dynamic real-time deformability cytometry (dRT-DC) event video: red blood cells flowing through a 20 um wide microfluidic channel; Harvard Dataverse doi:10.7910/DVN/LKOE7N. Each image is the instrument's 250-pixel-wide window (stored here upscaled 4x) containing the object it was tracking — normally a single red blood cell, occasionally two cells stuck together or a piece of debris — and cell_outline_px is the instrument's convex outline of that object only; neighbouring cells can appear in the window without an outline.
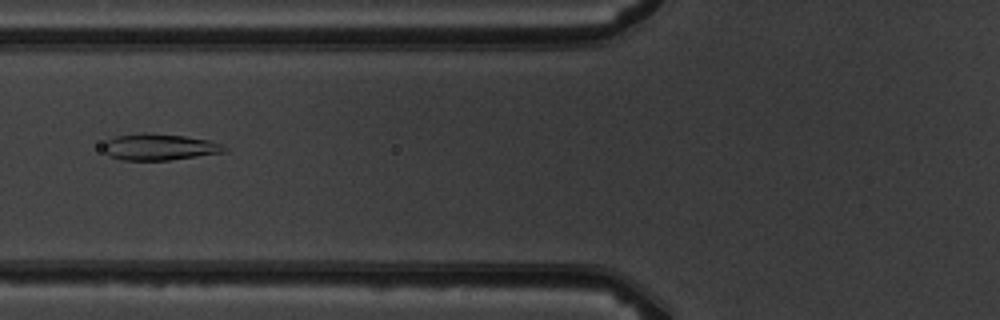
{"species": "common noctule bat (a hibernating species)", "species_latin": "Nyctalus noctula", "temperature_condition": "warm", "stored_images_in_passage": 3, "camera_frame_rate_fps": 3000, "um_per_image_px": 0.085, "animal": {"sex": "male", "body_mass_g": 19.5, "forearm_length_mm": 54.6}, "frame": {"image": 1, "passage_image": 2, "time_ms": 1.333, "image_size_px": [1000, 320], "cell_outline_px": [[228, 148], [224, 152], [168, 160], [120, 160], [108, 156], [104, 152], [104, 144], [108, 140], [116, 136], [140, 132], [148, 132], [184, 136], [208, 140], [224, 144]], "centroid_in_image_um": [13.53, 12.49], "position_along_channel_um": 112.3, "area_um2": 18.73}}